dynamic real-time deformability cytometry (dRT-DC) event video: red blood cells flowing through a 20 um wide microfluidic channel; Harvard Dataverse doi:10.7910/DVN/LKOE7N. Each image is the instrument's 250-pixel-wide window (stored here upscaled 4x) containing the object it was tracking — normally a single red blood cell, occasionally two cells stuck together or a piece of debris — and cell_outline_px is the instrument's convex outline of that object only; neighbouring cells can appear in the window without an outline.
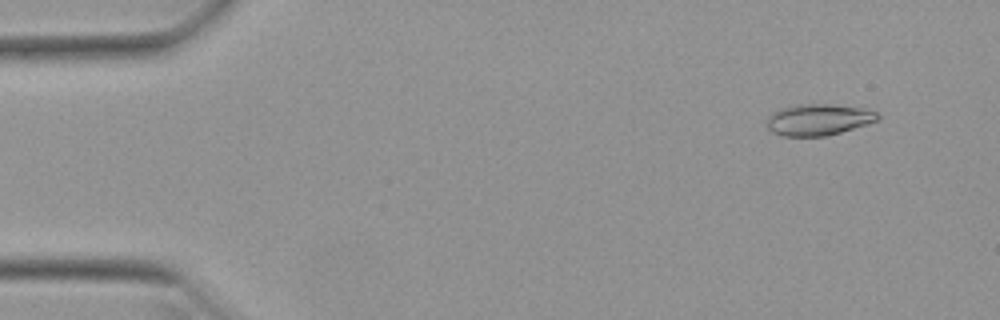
{"species": "Egyptian fruit bat (a non-hibernating species)", "species_latin": "Rousettus aegyptiacus", "temperature_condition": "warm", "stored_images_in_passage": 52, "camera_frame_rate_fps": 3000, "um_per_image_px": 0.085, "animal": {"sex": "female"}, "frame": {"image": 1, "passage_image": 5, "time_ms": 1.333, "image_size_px": [1000, 320], "cell_outline_px": [[880, 116], [876, 120], [840, 132], [824, 136], [784, 136], [772, 132], [768, 128], [768, 116], [780, 108], [796, 104], [832, 104], [860, 108], [876, 112]], "centroid_in_image_um": [69.51, 10.16], "position_along_channel_um": 15.5, "area_um2": 19.88}}
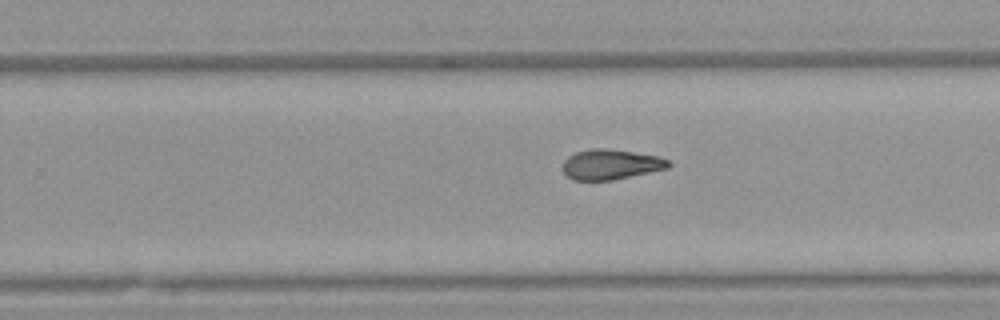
{"frame": {"image": 2, "passage_image": 33, "time_ms": 10.667, "image_size_px": [1000, 320], "cell_outline_px": [[672, 164], [668, 168], [612, 180], [572, 180], [560, 168], [564, 160], [568, 156], [576, 152], [592, 148], [604, 148], [632, 152], [656, 156], [668, 160]], "centroid_in_image_um": [51.86, 13.98], "position_along_channel_um": 277.9, "area_um2": 18.5}}
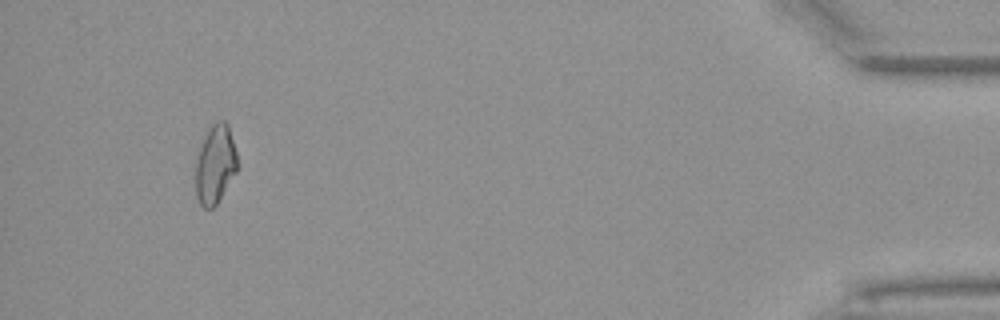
{"frame": {"image": 3, "passage_image": 49, "time_ms": 16.0, "image_size_px": [1000, 320], "cell_outline_px": [[236, 172], [216, 204], [212, 208], [204, 208], [200, 204], [196, 196], [196, 160], [204, 136], [212, 124], [216, 120], [224, 120], [228, 124], [236, 152]], "centroid_in_image_um": [18.28, 13.95], "position_along_channel_um": 416.9, "area_um2": 18.84}, "authors_computed_cell_mechanics": {"area_um2": 19.0162, "velocity_mm_per_s": 3.9629, "shape_relaxation_time_tau1_ms": 10.6003, "shape_relaxation_time_tau2_ms": 4.8845, "deformation_change_tau1": 0.2632, "deformation_change_tau2": 0.1409}}